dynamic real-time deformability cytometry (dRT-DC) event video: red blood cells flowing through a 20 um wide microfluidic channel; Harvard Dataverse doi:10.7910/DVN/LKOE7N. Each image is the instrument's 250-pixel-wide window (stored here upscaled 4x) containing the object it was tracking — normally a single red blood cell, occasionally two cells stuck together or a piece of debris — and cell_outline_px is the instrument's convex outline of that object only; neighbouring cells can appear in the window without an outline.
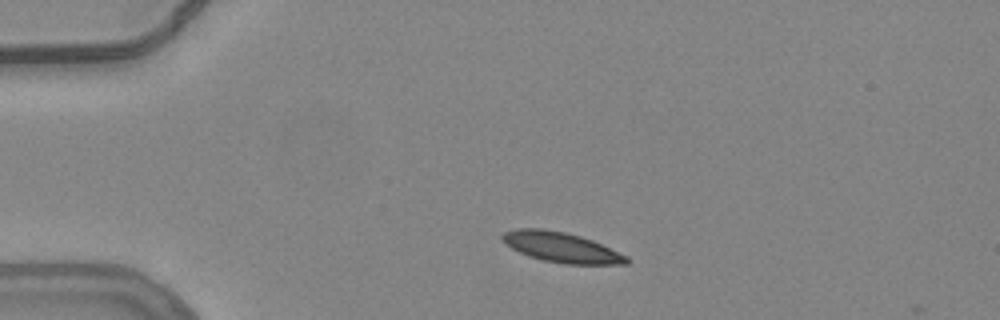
{"species": "common noctule bat (a hibernating species)", "species_latin": "Nyctalus noctula", "temperature_condition": "warm", "stored_images_in_passage": 3, "camera_frame_rate_fps": 3000, "um_per_image_px": 0.085, "animal": {"sex": "female", "body_mass_g": 24.6, "forearm_length_mm": 56.2}, "frame": {"image": 1, "passage_image": 1, "time_ms": 0.0, "image_size_px": [1000, 320], "cell_outline_px": [[632, 260], [628, 264], [564, 264], [544, 260], [528, 256], [512, 248], [500, 240], [500, 236], [504, 232], [516, 228], [544, 228], [564, 232], [580, 236], [592, 240], [628, 256]], "centroid_in_image_um": [47.71, 21.02], "position_along_channel_um": 37.3, "area_um2": 21.91}}